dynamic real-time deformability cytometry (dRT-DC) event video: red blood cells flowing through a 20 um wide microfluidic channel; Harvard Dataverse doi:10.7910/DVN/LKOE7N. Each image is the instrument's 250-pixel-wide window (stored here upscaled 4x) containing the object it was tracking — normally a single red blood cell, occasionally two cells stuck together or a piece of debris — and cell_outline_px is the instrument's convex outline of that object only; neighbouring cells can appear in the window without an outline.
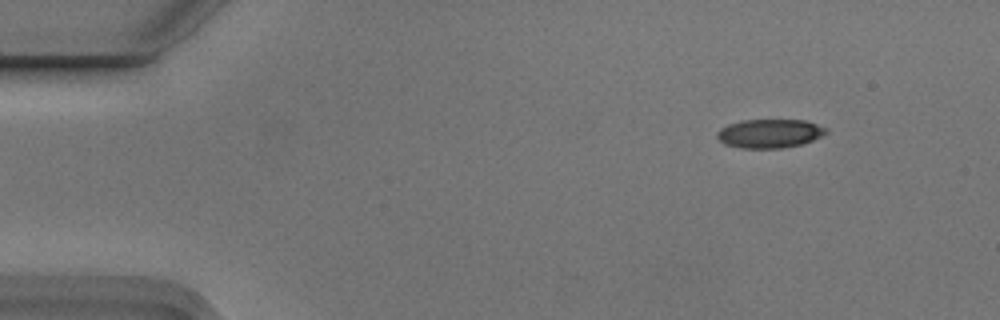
{"species": "Egyptian fruit bat (a non-hibernating species)", "species_latin": "Rousettus aegyptiacus", "temperature_condition": "cold", "stored_images_in_passage": 4, "camera_frame_rate_fps": 3000, "um_per_image_px": 0.085, "animal": {"sex": "male"}, "frame": {"image": 1, "passage_image": 4, "time_ms": 1.0, "image_size_px": [1000, 320], "cell_outline_px": [[828, 132], [804, 144], [780, 148], [740, 148], [724, 144], [716, 136], [716, 132], [720, 128], [728, 124], [740, 120], [804, 120], [828, 128]], "centroid_in_image_um": [65.4, 11.34], "position_along_channel_um": 19.6, "area_um2": 18.38}}